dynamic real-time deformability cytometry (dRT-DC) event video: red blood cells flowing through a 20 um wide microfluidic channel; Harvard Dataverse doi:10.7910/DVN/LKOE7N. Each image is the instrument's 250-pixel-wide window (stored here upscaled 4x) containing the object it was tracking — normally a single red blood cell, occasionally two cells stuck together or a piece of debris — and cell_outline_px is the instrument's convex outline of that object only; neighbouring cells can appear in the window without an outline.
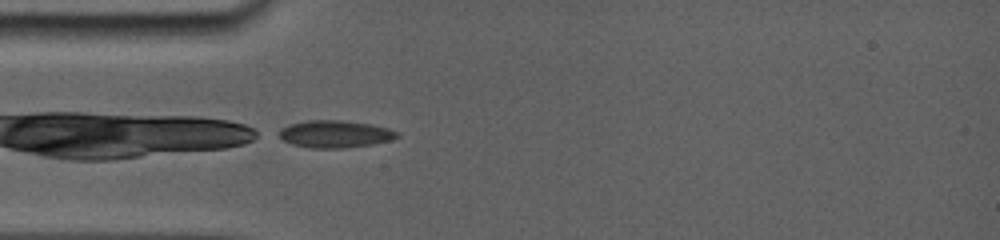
{"species": "common noctule bat (a hibernating species)", "species_latin": "Nyctalus noctula", "temperature_condition": "room temperature", "stored_images_in_passage": 26, "camera_frame_rate_fps": 5000, "um_per_image_px": 0.085, "animal": {"sex": "female", "body_mass_g": 19.0, "forearm_length_mm": 56.7}, "frame": {"image": 1, "passage_image": 1, "time_ms": 0.0, "image_size_px": [1000, 240], "cell_outline_px": [[396, 136], [388, 140], [368, 144], [332, 148], [316, 148], [296, 144], [284, 140], [280, 136], [280, 132], [284, 128], [292, 124], [308, 120], [340, 120], [368, 124], [384, 128], [396, 132]], "centroid_in_image_um": [28.43, 11.37], "position_along_channel_um": 56.6, "area_um2": 17.57}}
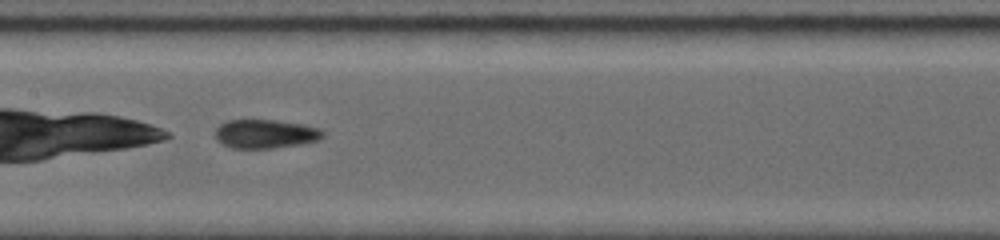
{"frame": {"image": 2, "passage_image": 10, "time_ms": 3.4, "image_size_px": [1000, 240], "cell_outline_px": [[324, 132], [316, 140], [296, 144], [268, 148], [232, 148], [224, 144], [216, 136], [216, 128], [220, 124], [228, 120], [272, 120], [300, 124], [316, 128]], "centroid_in_image_um": [22.48, 11.37], "position_along_channel_um": 184.9, "area_um2": 17.34}}
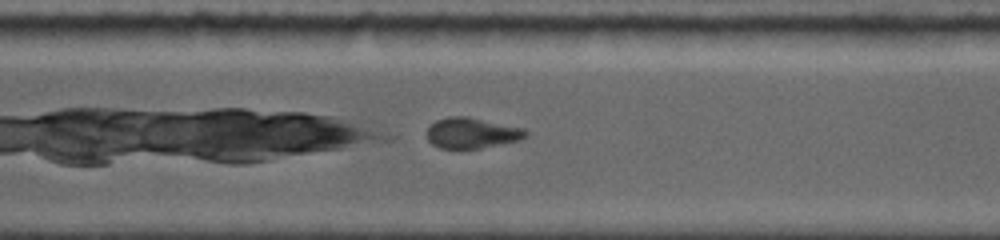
{"frame": {"image": 3, "passage_image": 21, "time_ms": 7.2, "image_size_px": [1000, 240], "cell_outline_px": [[528, 136], [520, 140], [480, 148], [440, 148], [432, 144], [428, 140], [428, 128], [436, 120], [448, 116], [468, 116], [520, 128], [528, 132]], "centroid_in_image_um": [40.09, 11.3], "position_along_channel_um": 330.5, "area_um2": 17.4}}